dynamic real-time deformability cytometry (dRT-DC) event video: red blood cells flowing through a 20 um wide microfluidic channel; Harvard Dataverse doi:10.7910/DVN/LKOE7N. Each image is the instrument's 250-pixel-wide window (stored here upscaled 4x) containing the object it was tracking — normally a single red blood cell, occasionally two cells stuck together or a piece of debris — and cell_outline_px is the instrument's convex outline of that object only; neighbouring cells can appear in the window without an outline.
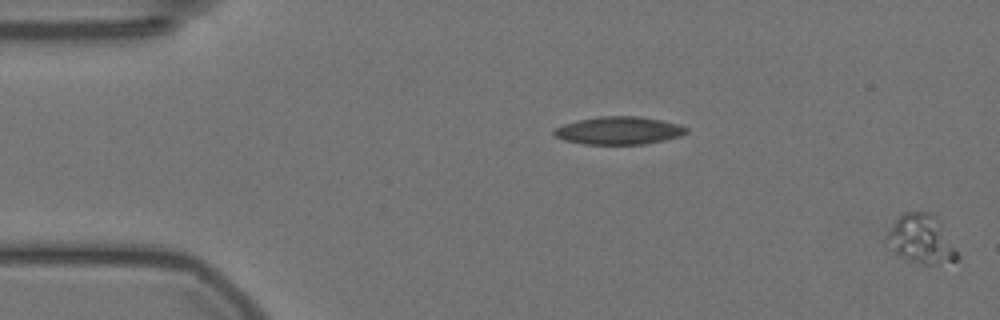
{"species": "Egyptian fruit bat (a non-hibernating species)", "species_latin": "Rousettus aegyptiacus", "temperature_condition": "warm", "stored_images_in_passage": 60, "camera_frame_rate_fps": 3000, "um_per_image_px": 0.085, "animal": {"sex": "female"}, "frame": {"image": 1, "passage_image": 1, "time_ms": 0.0, "image_size_px": [1000, 320], "cell_outline_px": [[960, 260], [936, 264], [920, 264], [900, 256], [884, 240], [892, 224], [900, 212], [920, 208], [932, 212], [940, 220], [960, 256]], "centroid_in_image_um": [78.31, 20.25], "position_along_channel_um": 6.7, "area_um2": 20.75}}
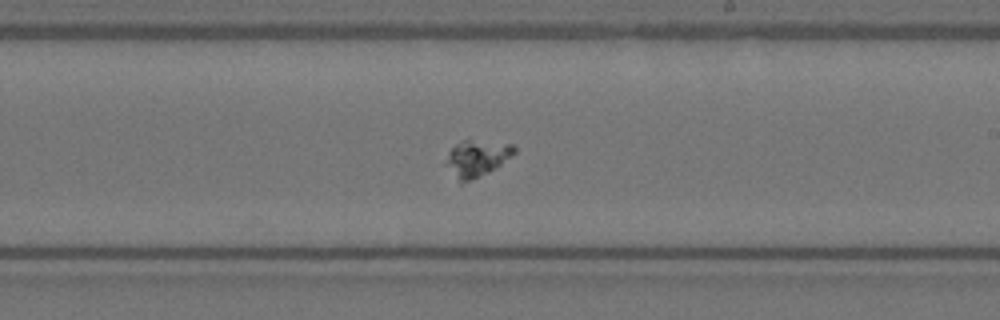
{"frame": {"image": 2, "passage_image": 35, "time_ms": 11.333, "image_size_px": [1000, 320], "cell_outline_px": [[516, 152], [496, 168], [488, 172], [460, 184], [444, 164], [448, 152], [456, 144], [464, 140], [512, 144], [516, 148]], "centroid_in_image_um": [40.5, 13.47], "position_along_channel_um": 248.5, "area_um2": 14.28}}
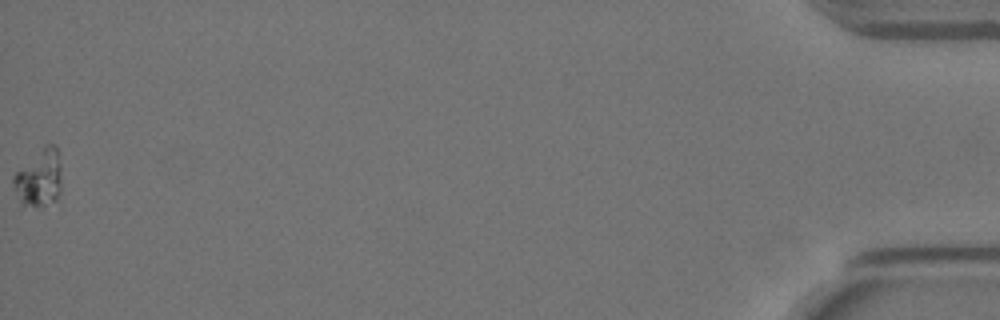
{"frame": {"image": 3, "passage_image": 60, "time_ms": 19.667, "image_size_px": [1000, 320], "cell_outline_px": [[60, 192], [56, 200], [44, 204], [20, 208], [12, 180], [12, 176], [16, 172], [48, 144], [52, 144], [56, 148], [60, 164]], "centroid_in_image_um": [3.29, 15.21], "position_along_channel_um": 431.9, "area_um2": 15.66}}